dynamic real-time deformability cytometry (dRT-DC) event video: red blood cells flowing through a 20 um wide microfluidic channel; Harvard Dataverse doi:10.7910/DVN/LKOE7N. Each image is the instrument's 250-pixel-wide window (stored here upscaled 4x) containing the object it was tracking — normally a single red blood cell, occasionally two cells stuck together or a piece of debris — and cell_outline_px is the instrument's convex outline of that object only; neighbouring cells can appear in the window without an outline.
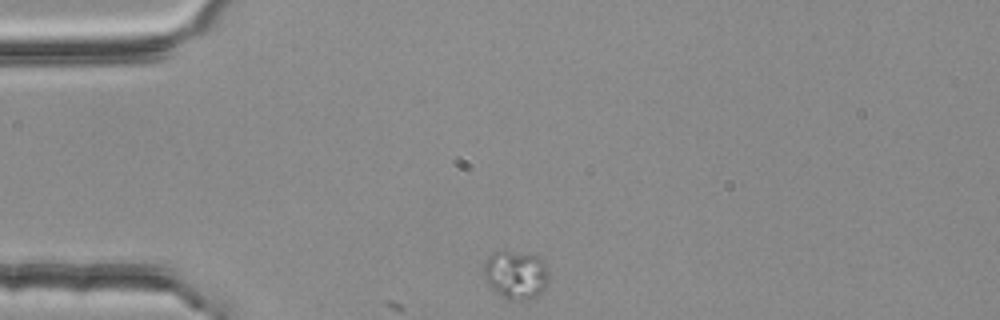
{"species": "common noctule bat (a hibernating species)", "species_latin": "Nyctalus noctula", "temperature_condition": "room temperature", "stored_images_in_passage": 3, "camera_frame_rate_fps": 3000, "um_per_image_px": 0.085, "animal": {"sex": "female", "body_mass_g": 25.1}, "frame": {"image": 1, "passage_image": 1, "time_ms": 0.0, "image_size_px": [1000, 320], "cell_outline_px": [[548, 284], [536, 296], [528, 300], [504, 300], [488, 284], [484, 276], [484, 264], [488, 256], [492, 252], [516, 252], [540, 256], [544, 260], [548, 268]], "centroid_in_image_um": [43.86, 23.37], "position_along_channel_um": 41.1, "area_um2": 18.55}}